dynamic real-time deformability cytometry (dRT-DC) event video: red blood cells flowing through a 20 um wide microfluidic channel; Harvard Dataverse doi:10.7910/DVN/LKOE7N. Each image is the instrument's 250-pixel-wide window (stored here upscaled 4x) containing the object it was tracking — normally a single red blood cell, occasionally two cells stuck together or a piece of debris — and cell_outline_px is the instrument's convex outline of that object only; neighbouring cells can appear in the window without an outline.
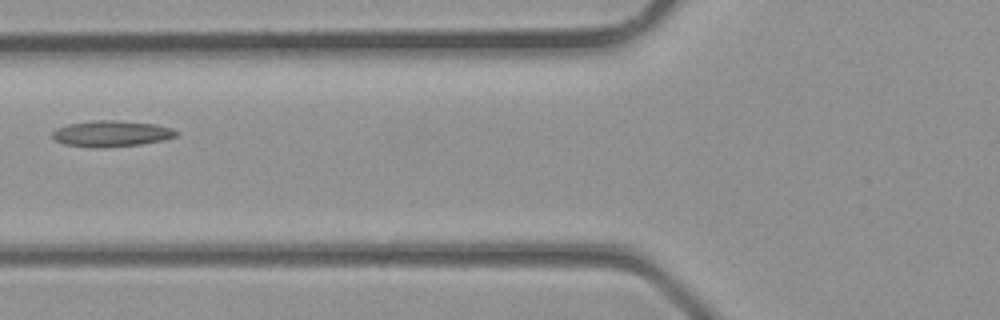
{"species": "common noctule bat (a hibernating species)", "species_latin": "Nyctalus noctula", "temperature_condition": "room temperature", "stored_images_in_passage": 4, "camera_frame_rate_fps": 3000, "um_per_image_px": 0.085, "animal": {"sex": "male", "body_mass_g": 23.1, "forearm_length_mm": 52.7}, "frame": {"image": 1, "passage_image": 4, "time_ms": 1.0, "image_size_px": [1000, 320], "cell_outline_px": [[180, 132], [176, 136], [164, 140], [140, 144], [104, 148], [88, 148], [64, 144], [56, 140], [52, 136], [52, 132], [56, 128], [72, 124], [96, 120], [116, 120], [152, 124], [172, 128]], "centroid_in_image_um": [9.47, 11.37], "position_along_channel_um": 116.3, "area_um2": 18.79}}